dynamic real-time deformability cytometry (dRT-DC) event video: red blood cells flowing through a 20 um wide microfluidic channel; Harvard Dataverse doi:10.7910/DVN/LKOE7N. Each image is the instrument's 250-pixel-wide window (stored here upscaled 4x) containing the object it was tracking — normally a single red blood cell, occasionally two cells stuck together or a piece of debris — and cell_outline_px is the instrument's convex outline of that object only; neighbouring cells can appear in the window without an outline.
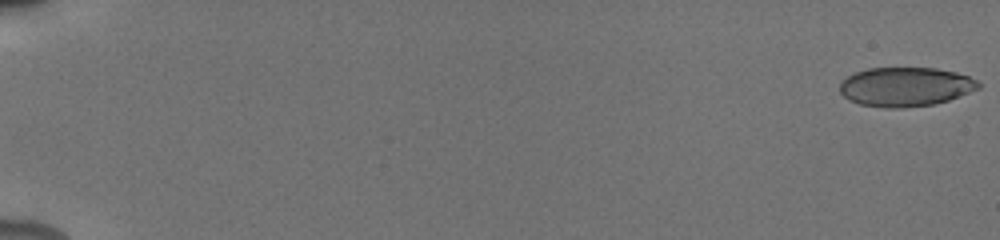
{"species": "human", "species_latin": "Homo sapiens", "temperature_condition": "cold", "stored_images_in_passage": 62, "camera_frame_rate_fps": 3000, "um_per_image_px": 0.085, "donor": {"sex": "male"}, "frame": {"image": 1, "passage_image": 1, "time_ms": 0.0, "image_size_px": [1000, 240], "cell_outline_px": [[980, 88], [948, 100], [936, 104], [904, 108], [884, 108], [860, 104], [848, 100], [840, 92], [840, 80], [856, 72], [868, 68], [936, 68], [956, 72], [980, 80]], "centroid_in_image_um": [76.97, 7.38], "position_along_channel_um": 8.0, "area_um2": 31.91}}
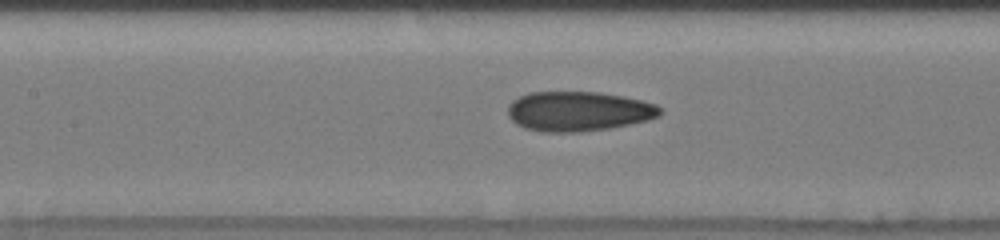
{"frame": {"image": 2, "passage_image": 32, "time_ms": 9.0, "image_size_px": [1000, 240], "cell_outline_px": [[664, 112], [660, 116], [648, 120], [608, 128], [580, 132], [544, 132], [524, 128], [516, 124], [508, 116], [508, 104], [512, 100], [528, 92], [600, 92], [624, 96], [656, 104]], "centroid_in_image_um": [49.16, 9.45], "position_along_channel_um": 158.2, "area_um2": 35.43}}
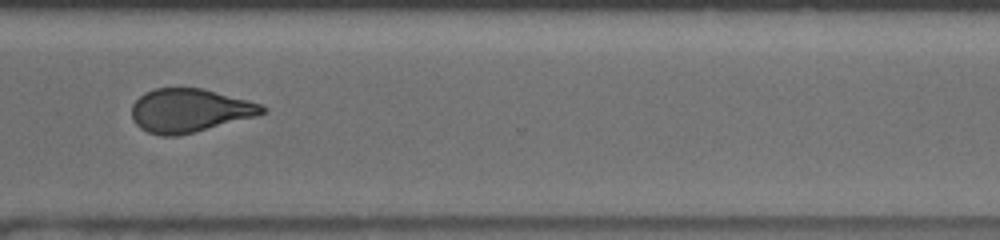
{"frame": {"image": 3, "passage_image": 49, "time_ms": 14.0, "image_size_px": [1000, 240], "cell_outline_px": [[268, 112], [256, 116], [176, 136], [160, 136], [148, 132], [140, 128], [132, 120], [132, 104], [144, 92], [156, 88], [200, 88], [264, 104], [268, 108]], "centroid_in_image_um": [16.11, 9.39], "position_along_channel_um": 354.5, "area_um2": 33.0}, "authors_computed_cell_mechanics": {"area_um2": 33.4084, "velocity_mm_per_s": 3.9301, "shape_relaxation_time_tau1_ms": 4.9609, "shape_relaxation_time_tau2_ms": 2.0995, "deformation_change_tau1": 0.1323, "deformation_change_tau2": 0.0816}}